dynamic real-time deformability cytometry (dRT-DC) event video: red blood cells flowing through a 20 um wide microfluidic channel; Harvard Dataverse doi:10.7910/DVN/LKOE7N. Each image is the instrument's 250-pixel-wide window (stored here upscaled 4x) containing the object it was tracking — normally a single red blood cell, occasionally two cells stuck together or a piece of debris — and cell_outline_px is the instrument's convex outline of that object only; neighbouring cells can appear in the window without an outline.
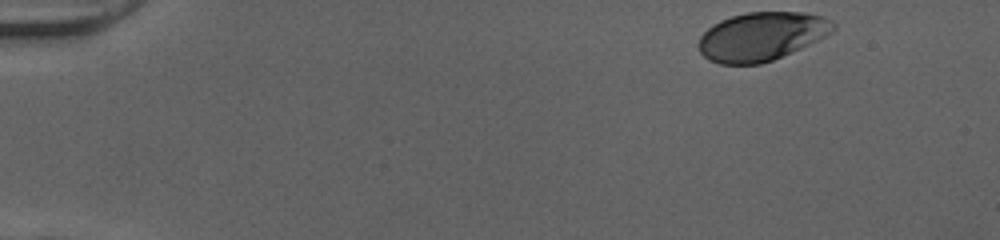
{"species": "human", "species_latin": "Homo sapiens", "temperature_condition": "cold", "stored_images_in_passage": 47, "camera_frame_rate_fps": 3000, "um_per_image_px": 0.085, "donor": {"sex": "female"}, "frame": {"image": 1, "passage_image": 1, "time_ms": 0.0, "image_size_px": [1000, 240], "cell_outline_px": [[836, 28], [832, 32], [800, 48], [772, 60], [760, 64], [720, 64], [708, 60], [700, 52], [696, 44], [700, 36], [712, 24], [720, 20], [732, 16], [748, 12], [804, 12], [824, 16], [832, 20], [836, 24]], "centroid_in_image_um": [64.71, 3.08], "position_along_channel_um": 20.3, "area_um2": 38.15}}
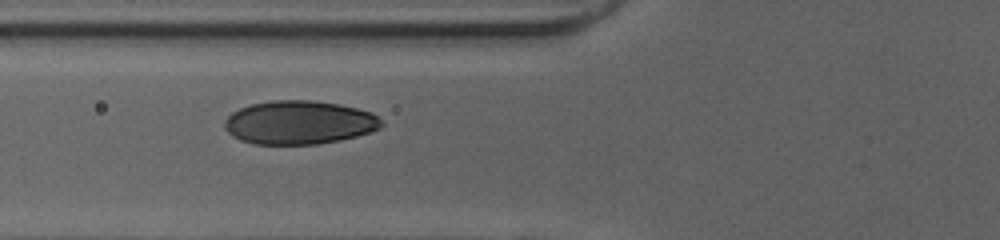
{"frame": {"image": 2, "passage_image": 16, "time_ms": 5.0, "image_size_px": [1000, 240], "cell_outline_px": [[384, 124], [380, 128], [356, 136], [340, 140], [316, 144], [252, 144], [240, 140], [232, 136], [224, 128], [224, 120], [232, 112], [240, 108], [252, 104], [272, 100], [312, 100], [340, 104], [372, 112]], "centroid_in_image_um": [25.4, 10.41], "position_along_channel_um": 100.4, "area_um2": 39.88}}
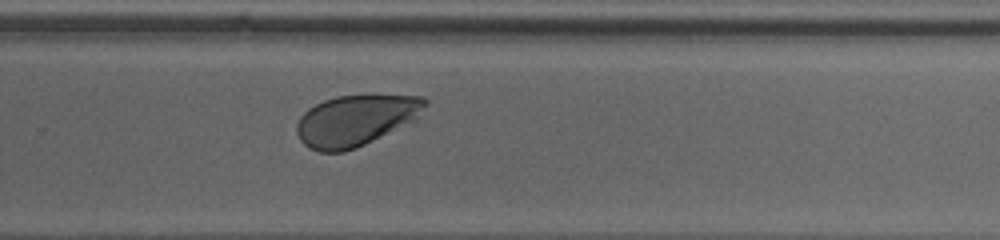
{"frame": {"image": 3, "passage_image": 31, "time_ms": 10.0, "image_size_px": [1000, 240], "cell_outline_px": [[428, 104], [416, 120], [356, 148], [344, 152], [320, 152], [308, 148], [300, 140], [296, 132], [296, 124], [300, 116], [308, 108], [324, 100], [336, 96], [424, 96], [428, 100]], "centroid_in_image_um": [30.22, 10.24], "position_along_channel_um": 299.6, "area_um2": 38.09}, "authors_computed_cell_mechanics": {"area_um2": 39.3618, "velocity_mm_per_s": 3.9856, "shape_relaxation_time_tau1_ms": 1.5464, "shape_relaxation_time_tau2_ms": null, "deformation_change_tau1": 0.0984, "deformation_change_tau2": null}}